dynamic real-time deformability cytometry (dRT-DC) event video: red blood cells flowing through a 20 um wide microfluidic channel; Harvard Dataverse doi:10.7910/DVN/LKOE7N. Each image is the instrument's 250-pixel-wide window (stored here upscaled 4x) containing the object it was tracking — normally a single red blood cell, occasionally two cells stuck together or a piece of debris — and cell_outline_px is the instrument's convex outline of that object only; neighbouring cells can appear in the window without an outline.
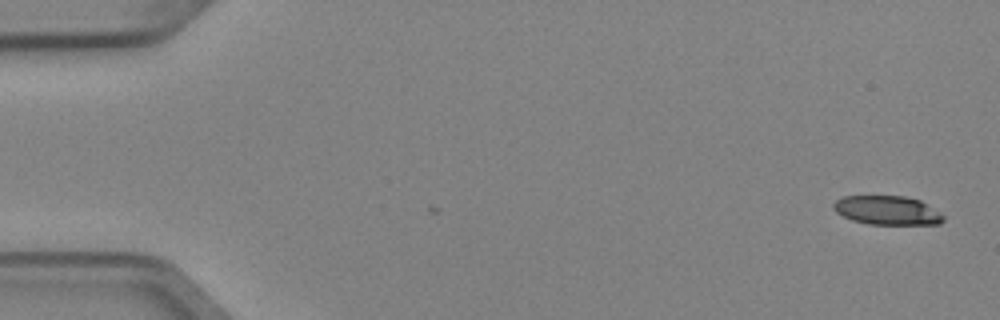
{"species": "Egyptian fruit bat (a non-hibernating species)", "species_latin": "Rousettus aegyptiacus", "temperature_condition": "cold", "stored_images_in_passage": 5, "camera_frame_rate_fps": 3000, "um_per_image_px": 0.085, "animal": {"sex": "female"}, "frame": {"image": 1, "passage_image": 1, "time_ms": 0.0, "image_size_px": [1000, 320], "cell_outline_px": [[944, 220], [940, 224], [868, 224], [852, 220], [836, 212], [832, 204], [836, 200], [844, 196], [904, 196], [920, 200], [944, 216]], "centroid_in_image_um": [75.4, 17.88], "position_along_channel_um": 9.6, "area_um2": 18.38}}
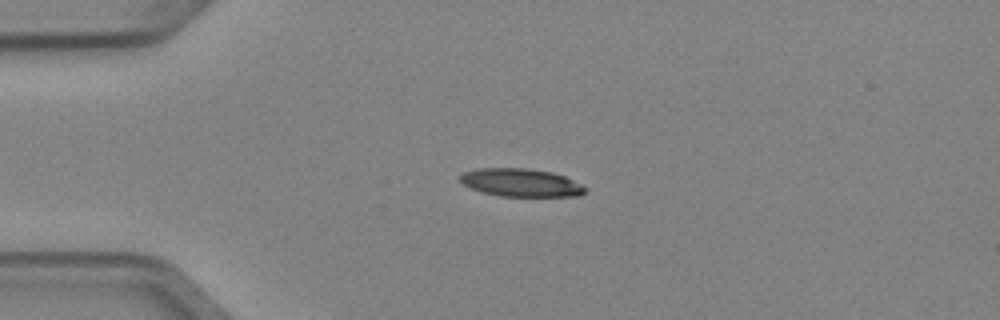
{"frame": {"image": 2, "passage_image": 4, "time_ms": 1.0, "image_size_px": [1000, 320], "cell_outline_px": [[588, 188], [580, 196], [500, 196], [484, 192], [472, 188], [464, 184], [460, 180], [460, 176], [464, 172], [476, 168], [524, 168], [552, 172], [564, 176]], "centroid_in_image_um": [44.29, 15.52], "position_along_channel_um": 40.7, "area_um2": 20.23}}